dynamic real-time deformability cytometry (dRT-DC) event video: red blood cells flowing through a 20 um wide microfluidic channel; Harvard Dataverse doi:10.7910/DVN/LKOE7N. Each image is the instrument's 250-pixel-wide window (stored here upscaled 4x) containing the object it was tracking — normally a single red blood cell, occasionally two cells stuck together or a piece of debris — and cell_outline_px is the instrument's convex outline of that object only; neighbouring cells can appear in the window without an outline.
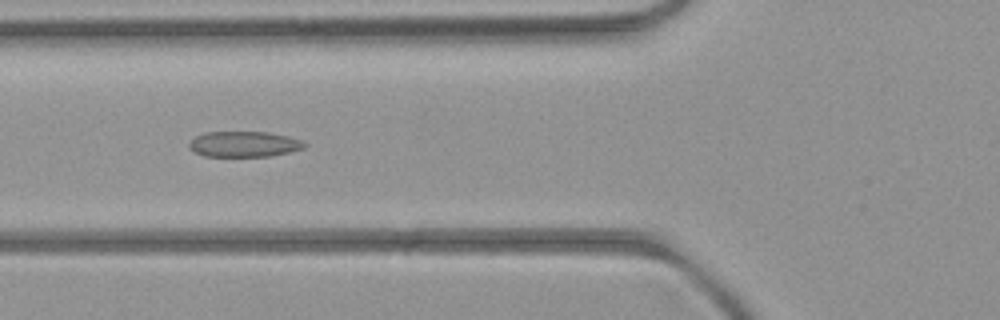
{"species": "common noctule bat (a hibernating species)", "species_latin": "Nyctalus noctula", "temperature_condition": "room temperature", "stored_images_in_passage": 9, "camera_frame_rate_fps": 3000, "um_per_image_px": 0.085, "animal": {"sex": "female", "body_mass_g": 21.9}, "frame": {"image": 1, "passage_image": 6, "time_ms": 6.333, "image_size_px": [1000, 320], "cell_outline_px": [[308, 144], [304, 148], [272, 156], [204, 156], [188, 148], [188, 144], [196, 136], [204, 132], [268, 132], [288, 136], [300, 140]], "centroid_in_image_um": [20.74, 12.25], "position_along_channel_um": 105.1, "area_um2": 17.17}}
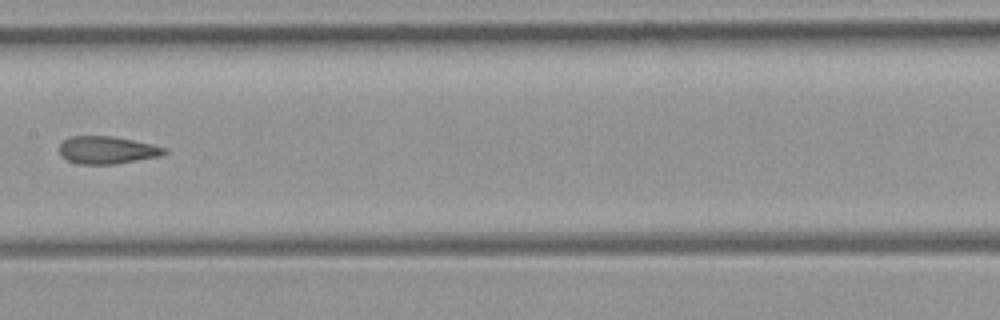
{"frame": {"image": 2, "passage_image": 8, "time_ms": 8.667, "image_size_px": [1000, 320], "cell_outline_px": [[168, 152], [160, 156], [116, 164], [80, 164], [68, 160], [60, 156], [60, 144], [64, 140], [72, 136], [112, 136], [152, 144], [168, 148]], "centroid_in_image_um": [9.13, 12.76], "position_along_channel_um": 198.3, "area_um2": 16.88}}
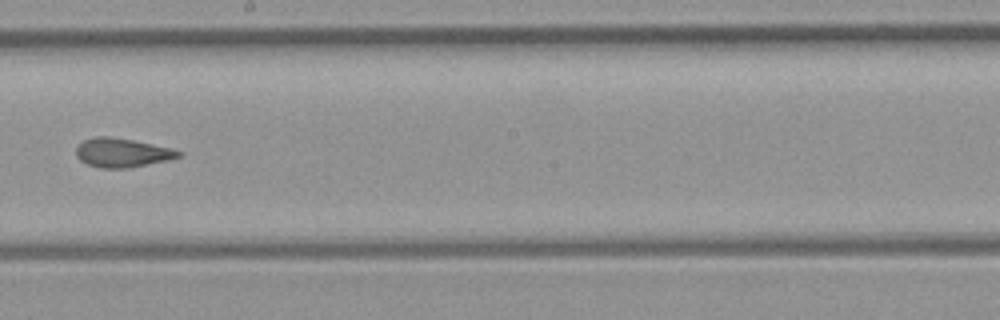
{"frame": {"image": 3, "passage_image": 9, "time_ms": 9.667, "image_size_px": [1000, 320], "cell_outline_px": [[184, 152], [180, 156], [168, 160], [128, 168], [104, 168], [88, 164], [80, 160], [76, 156], [76, 148], [84, 140], [96, 136], [108, 136], [132, 140], [172, 148]], "centroid_in_image_um": [10.39, 12.98], "position_along_channel_um": 237.8, "area_um2": 17.17}}